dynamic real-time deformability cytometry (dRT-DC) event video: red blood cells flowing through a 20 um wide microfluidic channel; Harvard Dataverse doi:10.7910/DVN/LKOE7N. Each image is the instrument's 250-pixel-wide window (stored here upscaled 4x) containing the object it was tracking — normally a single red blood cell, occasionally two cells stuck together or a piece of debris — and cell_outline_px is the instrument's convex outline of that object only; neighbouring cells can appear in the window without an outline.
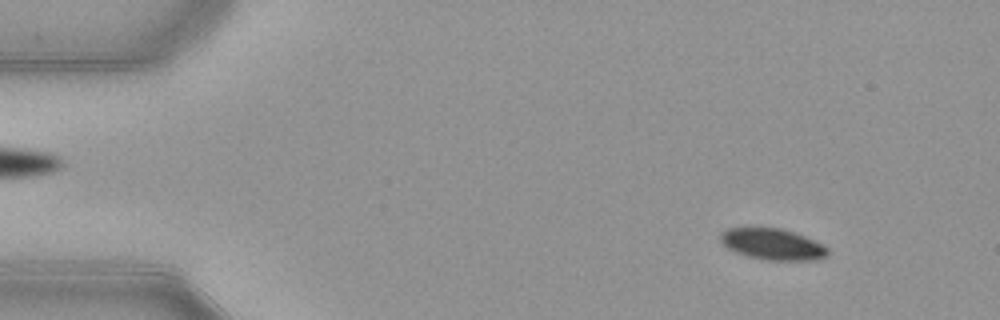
{"species": "common noctule bat (a hibernating species)", "species_latin": "Nyctalus noctula", "temperature_condition": "warm", "stored_images_in_passage": 53, "camera_frame_rate_fps": 3000, "um_per_image_px": 0.085, "animal": {"sex": "female", "body_mass_g": 21.9}, "frame": {"image": 1, "passage_image": 6, "time_ms": 1.667, "image_size_px": [1000, 320], "cell_outline_px": [[828, 256], [816, 260], [768, 260], [748, 256], [736, 252], [728, 248], [720, 240], [720, 232], [728, 228], [784, 228], [796, 232], [824, 244], [828, 248]], "centroid_in_image_um": [65.71, 20.75], "position_along_channel_um": 19.3, "area_um2": 19.65}}
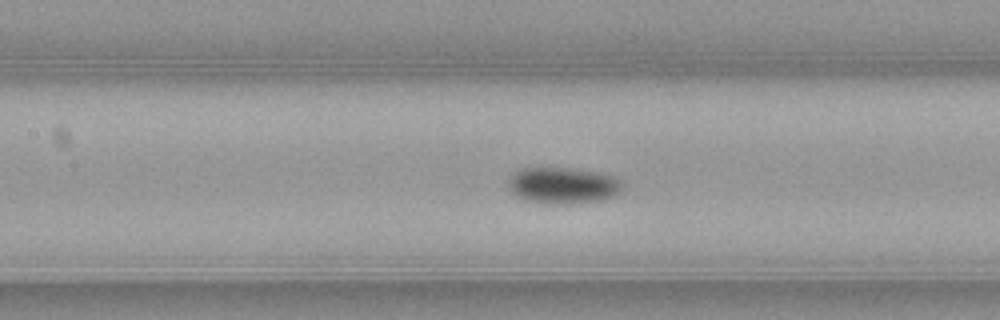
{"frame": {"image": 2, "passage_image": 24, "time_ms": 7.667, "image_size_px": [1000, 320], "cell_outline_px": [[620, 188], [612, 196], [600, 200], [564, 204], [552, 204], [524, 200], [516, 196], [508, 188], [508, 180], [516, 168], [568, 168], [596, 172], [612, 176], [620, 180]], "centroid_in_image_um": [47.74, 15.76], "position_along_channel_um": 159.7, "area_um2": 23.93}}
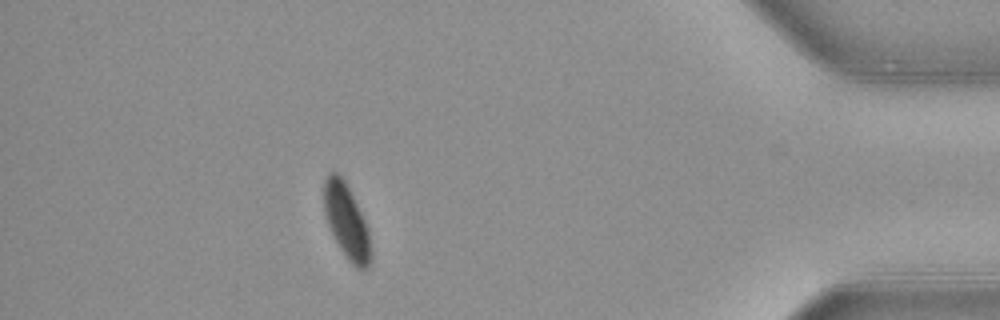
{"frame": {"image": 3, "passage_image": 47, "time_ms": 15.333, "image_size_px": [1000, 320], "cell_outline_px": [[372, 260], [368, 268], [364, 272], [356, 268], [348, 260], [340, 248], [328, 224], [324, 212], [324, 180], [328, 172], [336, 172], [344, 180], [368, 228], [372, 252]], "centroid_in_image_um": [29.48, 18.88], "position_along_channel_um": 405.7, "area_um2": 20.23}, "authors_computed_cell_mechanics": {"area_um2": 22.253, "velocity_mm_per_s": 3.881, "shape_relaxation_time_tau1_ms": 2.2303, "shape_relaxation_time_tau2_ms": null, "deformation_change_tau1": 0.078, "deformation_change_tau2": null}}